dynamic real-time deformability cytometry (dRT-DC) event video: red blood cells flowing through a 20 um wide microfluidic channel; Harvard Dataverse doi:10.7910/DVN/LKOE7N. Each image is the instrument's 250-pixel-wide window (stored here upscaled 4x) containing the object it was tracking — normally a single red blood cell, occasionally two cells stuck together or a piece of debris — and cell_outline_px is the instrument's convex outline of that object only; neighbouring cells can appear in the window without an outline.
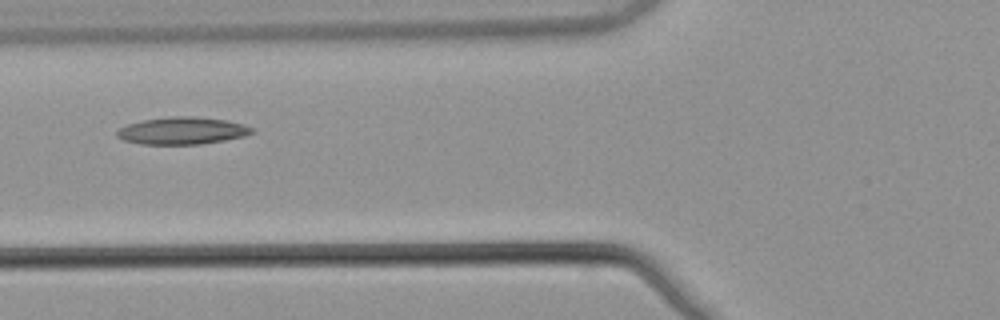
{"species": "common noctule bat (a hibernating species)", "species_latin": "Nyctalus noctula", "temperature_condition": "warm", "stored_images_in_passage": 7, "camera_frame_rate_fps": 3000, "um_per_image_px": 0.085, "animal": {"sex": "male", "body_mass_g": 21.5, "forearm_length_mm": 52.0}, "frame": {"image": 1, "passage_image": 5, "time_ms": 1.333, "image_size_px": [1000, 320], "cell_outline_px": [[256, 132], [244, 136], [224, 140], [200, 144], [140, 144], [124, 140], [116, 136], [116, 132], [120, 128], [128, 124], [144, 120], [172, 116], [196, 116], [224, 120], [244, 124], [256, 128]], "centroid_in_image_um": [15.53, 11.11], "position_along_channel_um": 110.3, "area_um2": 21.44}}
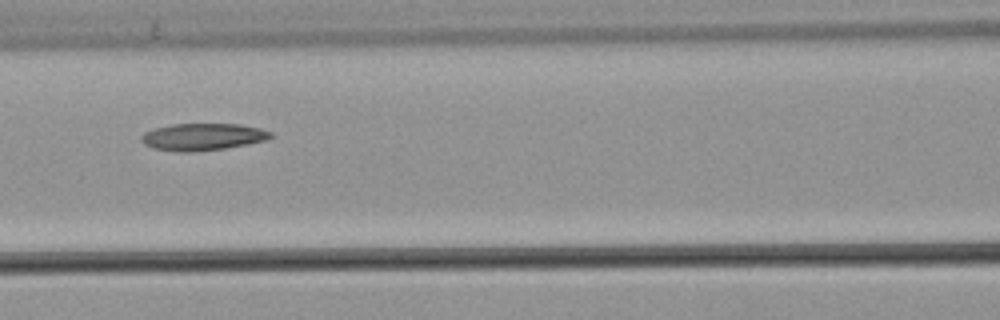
{"frame": {"image": 2, "passage_image": 6, "time_ms": 1.667, "image_size_px": [1000, 320], "cell_outline_px": [[276, 136], [268, 140], [248, 144], [224, 148], [192, 152], [176, 152], [152, 148], [144, 144], [140, 140], [140, 136], [144, 132], [156, 128], [172, 124], [240, 124], [260, 128], [272, 132]], "centroid_in_image_um": [17.25, 11.63], "position_along_channel_um": 149.3, "area_um2": 20.63}}